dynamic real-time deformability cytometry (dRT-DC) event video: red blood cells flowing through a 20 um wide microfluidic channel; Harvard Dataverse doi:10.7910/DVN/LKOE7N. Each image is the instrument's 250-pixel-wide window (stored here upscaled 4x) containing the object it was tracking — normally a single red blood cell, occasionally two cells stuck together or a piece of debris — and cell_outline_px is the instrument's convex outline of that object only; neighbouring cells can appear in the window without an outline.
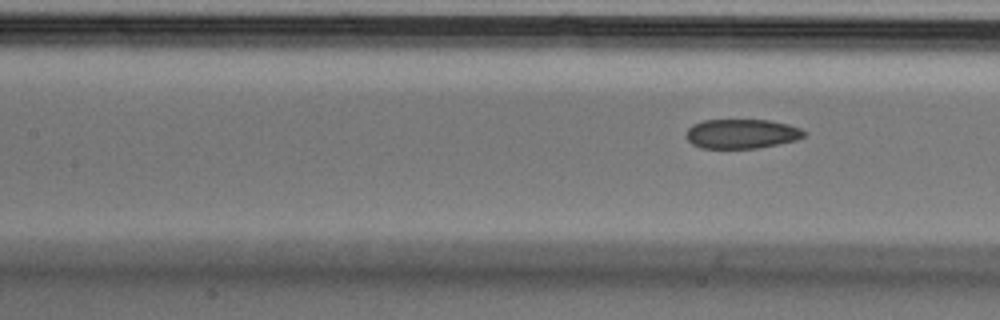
{"species": "Egyptian fruit bat (a non-hibernating species)", "species_latin": "Rousettus aegyptiacus", "temperature_condition": "cold", "stored_images_in_passage": 8, "segment_of_instrument_passage": [2, 2], "camera_frame_rate_fps": 3000, "um_per_image_px": 0.085, "animal": {"sex": "male"}, "frame": {"image": 1, "passage_image": 8, "time_ms": 2.333, "image_size_px": [1000, 320], "cell_outline_px": [[808, 132], [804, 136], [796, 140], [760, 148], [700, 148], [692, 144], [684, 136], [688, 128], [692, 124], [704, 120], [768, 120], [788, 124], [800, 128]], "centroid_in_image_um": [63.03, 11.37], "position_along_channel_um": 144.4, "area_um2": 20.4}}